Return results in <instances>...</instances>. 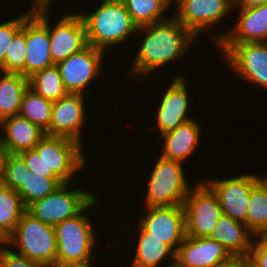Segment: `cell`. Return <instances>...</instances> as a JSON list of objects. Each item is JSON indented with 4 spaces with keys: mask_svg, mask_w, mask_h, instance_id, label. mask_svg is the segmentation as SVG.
I'll return each mask as SVG.
<instances>
[{
    "mask_svg": "<svg viewBox=\"0 0 267 267\" xmlns=\"http://www.w3.org/2000/svg\"><path fill=\"white\" fill-rule=\"evenodd\" d=\"M140 32H144V39L129 70L130 76L138 78V81L171 61L183 58L185 53H188L190 44L196 39L173 16L161 22L138 27L137 33Z\"/></svg>",
    "mask_w": 267,
    "mask_h": 267,
    "instance_id": "1",
    "label": "cell"
},
{
    "mask_svg": "<svg viewBox=\"0 0 267 267\" xmlns=\"http://www.w3.org/2000/svg\"><path fill=\"white\" fill-rule=\"evenodd\" d=\"M78 14L86 28L87 43L103 51L121 45L138 29L121 0H103L94 12Z\"/></svg>",
    "mask_w": 267,
    "mask_h": 267,
    "instance_id": "2",
    "label": "cell"
},
{
    "mask_svg": "<svg viewBox=\"0 0 267 267\" xmlns=\"http://www.w3.org/2000/svg\"><path fill=\"white\" fill-rule=\"evenodd\" d=\"M97 199L96 196L80 213L54 227L57 241L56 267L92 261L95 256L96 232L91 225V217L85 211L96 207L99 204Z\"/></svg>",
    "mask_w": 267,
    "mask_h": 267,
    "instance_id": "3",
    "label": "cell"
},
{
    "mask_svg": "<svg viewBox=\"0 0 267 267\" xmlns=\"http://www.w3.org/2000/svg\"><path fill=\"white\" fill-rule=\"evenodd\" d=\"M17 247L18 254L48 267H56L55 229L25 211L8 237L7 246ZM19 249V250H18Z\"/></svg>",
    "mask_w": 267,
    "mask_h": 267,
    "instance_id": "4",
    "label": "cell"
},
{
    "mask_svg": "<svg viewBox=\"0 0 267 267\" xmlns=\"http://www.w3.org/2000/svg\"><path fill=\"white\" fill-rule=\"evenodd\" d=\"M148 180L145 207L183 205L191 189L183 163L158 157Z\"/></svg>",
    "mask_w": 267,
    "mask_h": 267,
    "instance_id": "5",
    "label": "cell"
},
{
    "mask_svg": "<svg viewBox=\"0 0 267 267\" xmlns=\"http://www.w3.org/2000/svg\"><path fill=\"white\" fill-rule=\"evenodd\" d=\"M84 144L61 136L45 135L33 148L45 164V178L70 183L86 164Z\"/></svg>",
    "mask_w": 267,
    "mask_h": 267,
    "instance_id": "6",
    "label": "cell"
},
{
    "mask_svg": "<svg viewBox=\"0 0 267 267\" xmlns=\"http://www.w3.org/2000/svg\"><path fill=\"white\" fill-rule=\"evenodd\" d=\"M70 183H63L51 194L36 200L26 211L44 224L55 227L58 223L80 213L96 195L85 188L69 190ZM69 188V189H68Z\"/></svg>",
    "mask_w": 267,
    "mask_h": 267,
    "instance_id": "7",
    "label": "cell"
},
{
    "mask_svg": "<svg viewBox=\"0 0 267 267\" xmlns=\"http://www.w3.org/2000/svg\"><path fill=\"white\" fill-rule=\"evenodd\" d=\"M228 68L267 91V42L218 43ZM227 61V62H226Z\"/></svg>",
    "mask_w": 267,
    "mask_h": 267,
    "instance_id": "8",
    "label": "cell"
},
{
    "mask_svg": "<svg viewBox=\"0 0 267 267\" xmlns=\"http://www.w3.org/2000/svg\"><path fill=\"white\" fill-rule=\"evenodd\" d=\"M193 188L183 204L186 234L193 237H209L223 211L216 193L206 181H199Z\"/></svg>",
    "mask_w": 267,
    "mask_h": 267,
    "instance_id": "9",
    "label": "cell"
},
{
    "mask_svg": "<svg viewBox=\"0 0 267 267\" xmlns=\"http://www.w3.org/2000/svg\"><path fill=\"white\" fill-rule=\"evenodd\" d=\"M49 48L48 4L35 5L26 19V78L54 65Z\"/></svg>",
    "mask_w": 267,
    "mask_h": 267,
    "instance_id": "10",
    "label": "cell"
},
{
    "mask_svg": "<svg viewBox=\"0 0 267 267\" xmlns=\"http://www.w3.org/2000/svg\"><path fill=\"white\" fill-rule=\"evenodd\" d=\"M174 2L177 9L172 16L196 38L231 14L235 5L232 0H172V6Z\"/></svg>",
    "mask_w": 267,
    "mask_h": 267,
    "instance_id": "11",
    "label": "cell"
},
{
    "mask_svg": "<svg viewBox=\"0 0 267 267\" xmlns=\"http://www.w3.org/2000/svg\"><path fill=\"white\" fill-rule=\"evenodd\" d=\"M104 53L106 52L88 44L81 51L57 64L69 93L85 94V88L98 78L103 69Z\"/></svg>",
    "mask_w": 267,
    "mask_h": 267,
    "instance_id": "12",
    "label": "cell"
},
{
    "mask_svg": "<svg viewBox=\"0 0 267 267\" xmlns=\"http://www.w3.org/2000/svg\"><path fill=\"white\" fill-rule=\"evenodd\" d=\"M146 215L140 216L138 224L152 237H156L177 252L185 240L186 218L183 205L171 207H145Z\"/></svg>",
    "mask_w": 267,
    "mask_h": 267,
    "instance_id": "13",
    "label": "cell"
},
{
    "mask_svg": "<svg viewBox=\"0 0 267 267\" xmlns=\"http://www.w3.org/2000/svg\"><path fill=\"white\" fill-rule=\"evenodd\" d=\"M256 174H241L231 178L214 179L206 183L216 193L223 215L246 225L247 210L252 187L260 180Z\"/></svg>",
    "mask_w": 267,
    "mask_h": 267,
    "instance_id": "14",
    "label": "cell"
},
{
    "mask_svg": "<svg viewBox=\"0 0 267 267\" xmlns=\"http://www.w3.org/2000/svg\"><path fill=\"white\" fill-rule=\"evenodd\" d=\"M50 6L51 4H48L49 49L53 64L57 65L72 54L84 49L88 43L85 25L78 13L66 14L57 25H53L49 17Z\"/></svg>",
    "mask_w": 267,
    "mask_h": 267,
    "instance_id": "15",
    "label": "cell"
},
{
    "mask_svg": "<svg viewBox=\"0 0 267 267\" xmlns=\"http://www.w3.org/2000/svg\"><path fill=\"white\" fill-rule=\"evenodd\" d=\"M177 75V76H176ZM169 88L162 94V99L157 108V125L150 127V130L158 129L162 134L178 128L182 123L193 119L188 115L192 107L189 103V93L185 76L176 74Z\"/></svg>",
    "mask_w": 267,
    "mask_h": 267,
    "instance_id": "16",
    "label": "cell"
},
{
    "mask_svg": "<svg viewBox=\"0 0 267 267\" xmlns=\"http://www.w3.org/2000/svg\"><path fill=\"white\" fill-rule=\"evenodd\" d=\"M85 95L69 93L53 103L52 117L46 135L61 136L82 142V127L86 121Z\"/></svg>",
    "mask_w": 267,
    "mask_h": 267,
    "instance_id": "17",
    "label": "cell"
},
{
    "mask_svg": "<svg viewBox=\"0 0 267 267\" xmlns=\"http://www.w3.org/2000/svg\"><path fill=\"white\" fill-rule=\"evenodd\" d=\"M240 8L238 22L232 29L215 34L212 40L218 43L267 42V4ZM227 31V32H226Z\"/></svg>",
    "mask_w": 267,
    "mask_h": 267,
    "instance_id": "18",
    "label": "cell"
},
{
    "mask_svg": "<svg viewBox=\"0 0 267 267\" xmlns=\"http://www.w3.org/2000/svg\"><path fill=\"white\" fill-rule=\"evenodd\" d=\"M231 256L216 240L186 236L176 252L175 267H211Z\"/></svg>",
    "mask_w": 267,
    "mask_h": 267,
    "instance_id": "19",
    "label": "cell"
},
{
    "mask_svg": "<svg viewBox=\"0 0 267 267\" xmlns=\"http://www.w3.org/2000/svg\"><path fill=\"white\" fill-rule=\"evenodd\" d=\"M0 126L5 134V136L2 134L0 138L8 154H19L31 150L46 135L38 125L20 115L3 119Z\"/></svg>",
    "mask_w": 267,
    "mask_h": 267,
    "instance_id": "20",
    "label": "cell"
},
{
    "mask_svg": "<svg viewBox=\"0 0 267 267\" xmlns=\"http://www.w3.org/2000/svg\"><path fill=\"white\" fill-rule=\"evenodd\" d=\"M201 125L195 119L182 123L178 128L164 133L161 157L168 160L184 162L200 143Z\"/></svg>",
    "mask_w": 267,
    "mask_h": 267,
    "instance_id": "21",
    "label": "cell"
},
{
    "mask_svg": "<svg viewBox=\"0 0 267 267\" xmlns=\"http://www.w3.org/2000/svg\"><path fill=\"white\" fill-rule=\"evenodd\" d=\"M253 235L244 223L222 215L209 238L219 242L231 255L248 257Z\"/></svg>",
    "mask_w": 267,
    "mask_h": 267,
    "instance_id": "22",
    "label": "cell"
},
{
    "mask_svg": "<svg viewBox=\"0 0 267 267\" xmlns=\"http://www.w3.org/2000/svg\"><path fill=\"white\" fill-rule=\"evenodd\" d=\"M137 227L139 240L136 242L137 249L130 267H159L167 258L171 259L167 267H175L176 252L169 245L152 237V234L146 232L140 225Z\"/></svg>",
    "mask_w": 267,
    "mask_h": 267,
    "instance_id": "23",
    "label": "cell"
},
{
    "mask_svg": "<svg viewBox=\"0 0 267 267\" xmlns=\"http://www.w3.org/2000/svg\"><path fill=\"white\" fill-rule=\"evenodd\" d=\"M29 79L20 73L4 72L0 76V122L19 115Z\"/></svg>",
    "mask_w": 267,
    "mask_h": 267,
    "instance_id": "24",
    "label": "cell"
},
{
    "mask_svg": "<svg viewBox=\"0 0 267 267\" xmlns=\"http://www.w3.org/2000/svg\"><path fill=\"white\" fill-rule=\"evenodd\" d=\"M133 22L138 26L166 20L165 14L172 0H121Z\"/></svg>",
    "mask_w": 267,
    "mask_h": 267,
    "instance_id": "25",
    "label": "cell"
},
{
    "mask_svg": "<svg viewBox=\"0 0 267 267\" xmlns=\"http://www.w3.org/2000/svg\"><path fill=\"white\" fill-rule=\"evenodd\" d=\"M28 79L31 90L52 102L58 101L69 94L59 68L55 64L35 73Z\"/></svg>",
    "mask_w": 267,
    "mask_h": 267,
    "instance_id": "26",
    "label": "cell"
},
{
    "mask_svg": "<svg viewBox=\"0 0 267 267\" xmlns=\"http://www.w3.org/2000/svg\"><path fill=\"white\" fill-rule=\"evenodd\" d=\"M26 211L19 194L0 183V231L8 238Z\"/></svg>",
    "mask_w": 267,
    "mask_h": 267,
    "instance_id": "27",
    "label": "cell"
},
{
    "mask_svg": "<svg viewBox=\"0 0 267 267\" xmlns=\"http://www.w3.org/2000/svg\"><path fill=\"white\" fill-rule=\"evenodd\" d=\"M246 226L254 235L267 233V186L261 180L250 192Z\"/></svg>",
    "mask_w": 267,
    "mask_h": 267,
    "instance_id": "28",
    "label": "cell"
},
{
    "mask_svg": "<svg viewBox=\"0 0 267 267\" xmlns=\"http://www.w3.org/2000/svg\"><path fill=\"white\" fill-rule=\"evenodd\" d=\"M53 103L28 88L24 94L19 115L46 132L51 122Z\"/></svg>",
    "mask_w": 267,
    "mask_h": 267,
    "instance_id": "29",
    "label": "cell"
},
{
    "mask_svg": "<svg viewBox=\"0 0 267 267\" xmlns=\"http://www.w3.org/2000/svg\"><path fill=\"white\" fill-rule=\"evenodd\" d=\"M61 184L63 182L60 179L45 178L28 170L22 186L16 192L21 197L24 206L27 207L32 202L51 194Z\"/></svg>",
    "mask_w": 267,
    "mask_h": 267,
    "instance_id": "30",
    "label": "cell"
},
{
    "mask_svg": "<svg viewBox=\"0 0 267 267\" xmlns=\"http://www.w3.org/2000/svg\"><path fill=\"white\" fill-rule=\"evenodd\" d=\"M26 58V20L22 28L14 35L5 53L0 70L3 72L20 73L25 77Z\"/></svg>",
    "mask_w": 267,
    "mask_h": 267,
    "instance_id": "31",
    "label": "cell"
},
{
    "mask_svg": "<svg viewBox=\"0 0 267 267\" xmlns=\"http://www.w3.org/2000/svg\"><path fill=\"white\" fill-rule=\"evenodd\" d=\"M28 167L18 154H8L5 160L2 182L12 190L17 191L24 182Z\"/></svg>",
    "mask_w": 267,
    "mask_h": 267,
    "instance_id": "32",
    "label": "cell"
},
{
    "mask_svg": "<svg viewBox=\"0 0 267 267\" xmlns=\"http://www.w3.org/2000/svg\"><path fill=\"white\" fill-rule=\"evenodd\" d=\"M33 13V6L21 16L0 23V66L4 62L5 53L14 38L22 28L23 22Z\"/></svg>",
    "mask_w": 267,
    "mask_h": 267,
    "instance_id": "33",
    "label": "cell"
},
{
    "mask_svg": "<svg viewBox=\"0 0 267 267\" xmlns=\"http://www.w3.org/2000/svg\"><path fill=\"white\" fill-rule=\"evenodd\" d=\"M3 246L0 248V267H48L38 262L29 260L18 254L15 250Z\"/></svg>",
    "mask_w": 267,
    "mask_h": 267,
    "instance_id": "34",
    "label": "cell"
},
{
    "mask_svg": "<svg viewBox=\"0 0 267 267\" xmlns=\"http://www.w3.org/2000/svg\"><path fill=\"white\" fill-rule=\"evenodd\" d=\"M253 237L247 258L257 267H267V236L255 234Z\"/></svg>",
    "mask_w": 267,
    "mask_h": 267,
    "instance_id": "35",
    "label": "cell"
},
{
    "mask_svg": "<svg viewBox=\"0 0 267 267\" xmlns=\"http://www.w3.org/2000/svg\"><path fill=\"white\" fill-rule=\"evenodd\" d=\"M26 163V166L31 172H34L42 177H45L44 161L34 149L26 150L18 154Z\"/></svg>",
    "mask_w": 267,
    "mask_h": 267,
    "instance_id": "36",
    "label": "cell"
},
{
    "mask_svg": "<svg viewBox=\"0 0 267 267\" xmlns=\"http://www.w3.org/2000/svg\"><path fill=\"white\" fill-rule=\"evenodd\" d=\"M211 267H244V257L232 255L225 261L217 263Z\"/></svg>",
    "mask_w": 267,
    "mask_h": 267,
    "instance_id": "37",
    "label": "cell"
},
{
    "mask_svg": "<svg viewBox=\"0 0 267 267\" xmlns=\"http://www.w3.org/2000/svg\"><path fill=\"white\" fill-rule=\"evenodd\" d=\"M8 155V152L5 150L1 138H0V183L2 182L3 175H4V166L5 160Z\"/></svg>",
    "mask_w": 267,
    "mask_h": 267,
    "instance_id": "38",
    "label": "cell"
},
{
    "mask_svg": "<svg viewBox=\"0 0 267 267\" xmlns=\"http://www.w3.org/2000/svg\"><path fill=\"white\" fill-rule=\"evenodd\" d=\"M263 4H267V0H237L234 6L253 7Z\"/></svg>",
    "mask_w": 267,
    "mask_h": 267,
    "instance_id": "39",
    "label": "cell"
},
{
    "mask_svg": "<svg viewBox=\"0 0 267 267\" xmlns=\"http://www.w3.org/2000/svg\"><path fill=\"white\" fill-rule=\"evenodd\" d=\"M92 262L93 261H89L86 263L66 264V265L57 266V267H93Z\"/></svg>",
    "mask_w": 267,
    "mask_h": 267,
    "instance_id": "40",
    "label": "cell"
},
{
    "mask_svg": "<svg viewBox=\"0 0 267 267\" xmlns=\"http://www.w3.org/2000/svg\"><path fill=\"white\" fill-rule=\"evenodd\" d=\"M8 238L0 231V248L7 245Z\"/></svg>",
    "mask_w": 267,
    "mask_h": 267,
    "instance_id": "41",
    "label": "cell"
},
{
    "mask_svg": "<svg viewBox=\"0 0 267 267\" xmlns=\"http://www.w3.org/2000/svg\"><path fill=\"white\" fill-rule=\"evenodd\" d=\"M54 0H34L32 6L39 5V4H52Z\"/></svg>",
    "mask_w": 267,
    "mask_h": 267,
    "instance_id": "42",
    "label": "cell"
},
{
    "mask_svg": "<svg viewBox=\"0 0 267 267\" xmlns=\"http://www.w3.org/2000/svg\"><path fill=\"white\" fill-rule=\"evenodd\" d=\"M244 267H257L247 257H244Z\"/></svg>",
    "mask_w": 267,
    "mask_h": 267,
    "instance_id": "43",
    "label": "cell"
},
{
    "mask_svg": "<svg viewBox=\"0 0 267 267\" xmlns=\"http://www.w3.org/2000/svg\"><path fill=\"white\" fill-rule=\"evenodd\" d=\"M259 179L267 186V175L264 177H259Z\"/></svg>",
    "mask_w": 267,
    "mask_h": 267,
    "instance_id": "44",
    "label": "cell"
}]
</instances>
